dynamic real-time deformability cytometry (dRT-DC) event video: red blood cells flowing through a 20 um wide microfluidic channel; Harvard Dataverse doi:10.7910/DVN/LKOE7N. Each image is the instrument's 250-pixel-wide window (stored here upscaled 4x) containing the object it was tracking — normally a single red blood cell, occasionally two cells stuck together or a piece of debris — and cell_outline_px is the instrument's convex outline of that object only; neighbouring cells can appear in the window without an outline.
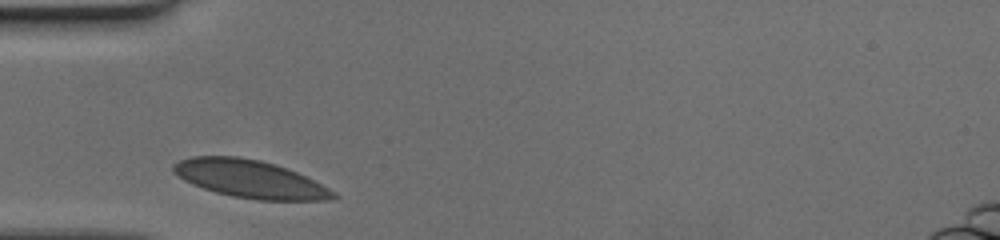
{"species": "human", "species_latin": "Homo sapiens", "temperature_condition": "cold", "stored_images_in_passage": 25, "camera_frame_rate_fps": 3000, "um_per_image_px": 0.085, "donor": {"sex": "female"}, "frame": {"image": 1, "passage_image": 1, "time_ms": 0.0, "image_size_px": [1000, 240], "cell_outline_px": [[340, 196], [332, 200], [256, 200], [232, 196], [216, 192], [192, 184], [184, 180], [172, 172], [172, 164], [180, 160], [192, 156], [240, 156], [260, 160], [276, 164], [296, 172], [336, 192]], "centroid_in_image_um": [21.23, 15.21], "position_along_channel_um": 63.8, "area_um2": 35.2}}
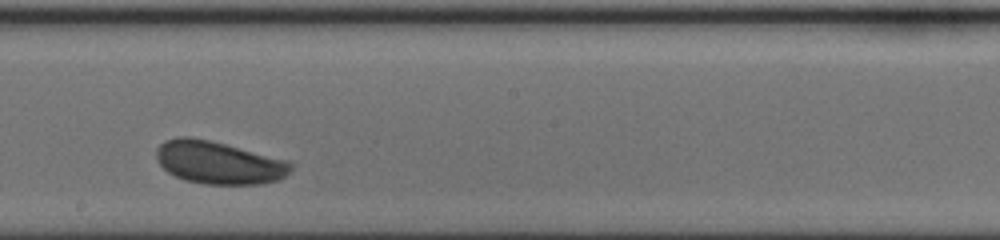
{"frame": {"image": 2, "passage_image": 14, "time_ms": 4.333, "image_size_px": [1000, 240], "cell_outline_px": [[292, 168], [280, 180], [260, 184], [204, 184], [184, 180], [168, 172], [156, 160], [156, 148], [164, 140], [180, 136], [188, 136], [208, 140], [288, 160], [292, 164]], "centroid_in_image_um": [18.56, 13.82], "position_along_channel_um": 229.6, "area_um2": 33.41}}
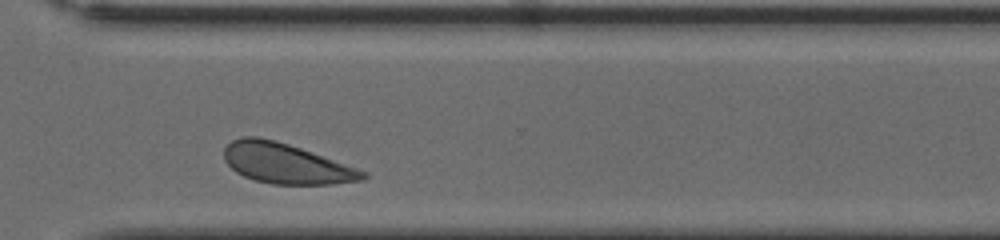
{"frame": {"image": 3, "passage_image": 23, "time_ms": 7.333, "image_size_px": [1000, 240], "cell_outline_px": [[368, 176], [364, 180], [332, 184], [272, 184], [256, 180], [244, 176], [236, 172], [224, 160], [224, 148], [232, 140], [244, 136], [260, 136], [276, 140], [300, 148], [368, 172]], "centroid_in_image_um": [24.3, 13.89], "position_along_channel_um": 346.3, "area_um2": 32.37}}